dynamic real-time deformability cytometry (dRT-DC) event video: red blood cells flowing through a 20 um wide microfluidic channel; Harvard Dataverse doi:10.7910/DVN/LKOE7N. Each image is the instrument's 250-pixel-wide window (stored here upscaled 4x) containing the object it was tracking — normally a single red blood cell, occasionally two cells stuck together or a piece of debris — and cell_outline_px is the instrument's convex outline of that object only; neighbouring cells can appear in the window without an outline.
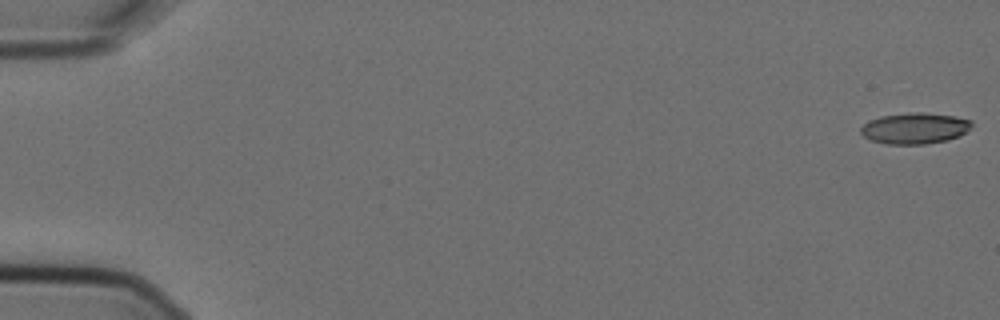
{"species": "Egyptian fruit bat (a non-hibernating species)", "species_latin": "Rousettus aegyptiacus", "temperature_condition": "cold", "stored_images_in_passage": 7, "camera_frame_rate_fps": 3000, "um_per_image_px": 0.085, "animal": {"sex": "female"}, "frame": {"image": 1, "passage_image": 1, "time_ms": 0.0, "image_size_px": [1000, 320], "cell_outline_px": [[972, 124], [960, 136], [948, 140], [924, 144], [884, 144], [872, 140], [864, 136], [860, 132], [860, 128], [868, 120], [880, 116], [908, 112], [920, 112], [952, 116], [972, 120]], "centroid_in_image_um": [77.72, 10.9], "position_along_channel_um": 7.3, "area_um2": 20.06}}
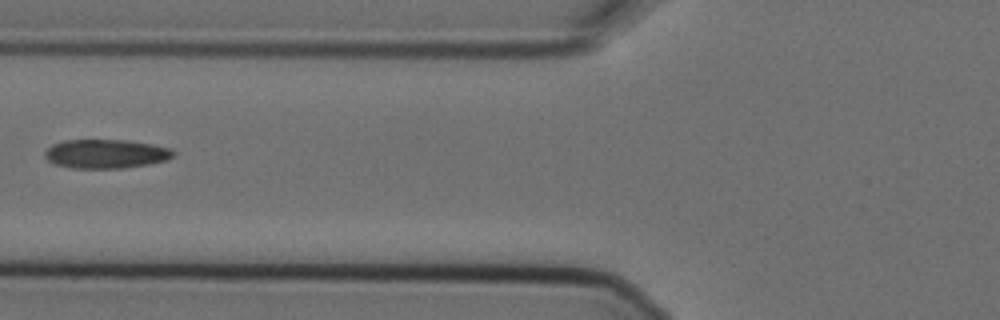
{"frame": {"image": 2, "passage_image": 6, "time_ms": 1.667, "image_size_px": [1000, 320], "cell_outline_px": [[176, 152], [168, 160], [148, 164], [120, 168], [72, 168], [56, 164], [48, 160], [44, 156], [44, 152], [52, 144], [64, 140], [128, 140], [152, 144], [172, 148]], "centroid_in_image_um": [9.02, 13.07], "position_along_channel_um": 116.8, "area_um2": 21.73}}
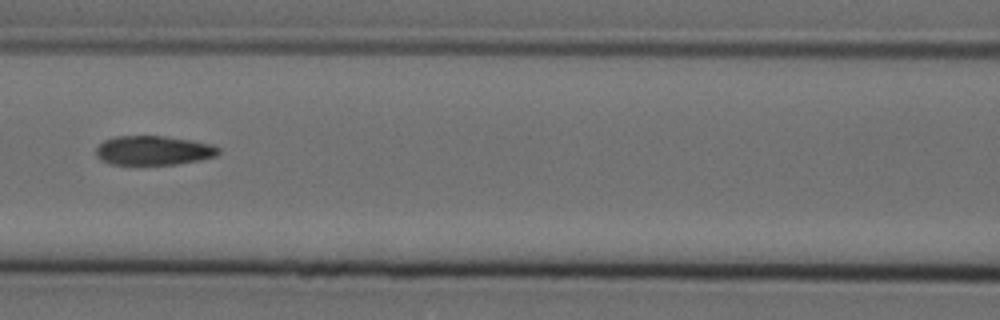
{"frame": {"image": 3, "passage_image": 7, "time_ms": 2.0, "image_size_px": [1000, 320], "cell_outline_px": [[220, 152], [216, 156], [200, 160], [176, 164], [112, 164], [100, 160], [96, 156], [96, 148], [104, 140], [112, 136], [164, 136], [192, 140], [212, 144], [220, 148]], "centroid_in_image_um": [13.05, 12.78], "position_along_channel_um": 153.6, "area_um2": 20.98}}